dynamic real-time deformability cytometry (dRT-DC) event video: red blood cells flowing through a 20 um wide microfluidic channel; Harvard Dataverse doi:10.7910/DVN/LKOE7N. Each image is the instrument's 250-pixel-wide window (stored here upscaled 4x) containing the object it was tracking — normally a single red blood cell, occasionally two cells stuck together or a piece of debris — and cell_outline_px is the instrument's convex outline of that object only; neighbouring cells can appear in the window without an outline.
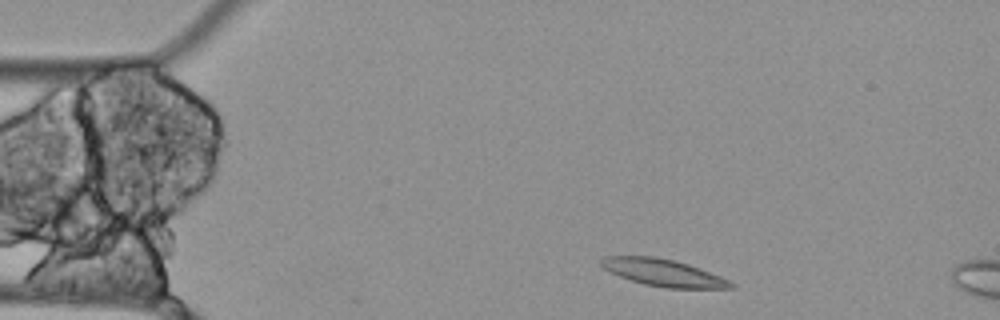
{"species": "Egyptian fruit bat (a non-hibernating species)", "species_latin": "Rousettus aegyptiacus", "temperature_condition": "cold", "stored_images_in_passage": 3, "camera_frame_rate_fps": 3000, "um_per_image_px": 0.085, "animal": {"sex": "female"}, "frame": {"image": 1, "passage_image": 1, "time_ms": 0.0, "image_size_px": [1000, 320], "cell_outline_px": [[736, 288], [664, 288], [644, 284], [608, 272], [600, 264], [600, 260], [604, 256], [652, 256], [672, 260], [688, 264], [700, 268], [720, 276], [736, 284]], "centroid_in_image_um": [56.38, 23.18], "position_along_channel_um": 28.6, "area_um2": 20.4}}